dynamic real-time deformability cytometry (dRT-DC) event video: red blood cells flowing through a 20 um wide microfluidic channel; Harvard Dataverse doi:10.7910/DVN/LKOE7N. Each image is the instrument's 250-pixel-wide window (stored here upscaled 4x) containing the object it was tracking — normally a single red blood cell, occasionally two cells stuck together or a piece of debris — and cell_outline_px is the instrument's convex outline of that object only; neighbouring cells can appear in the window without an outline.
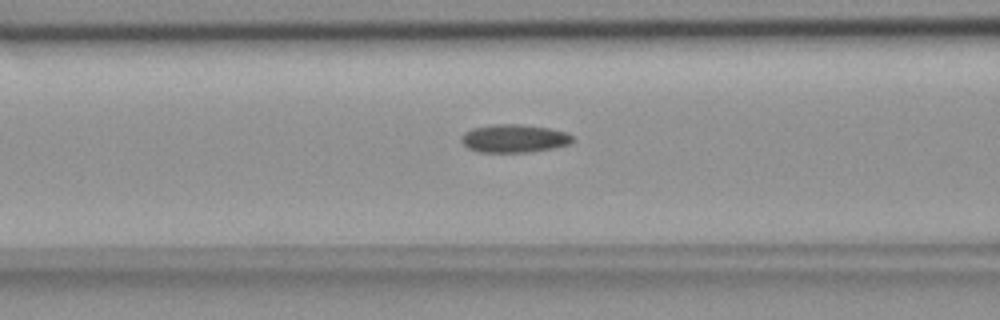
{"species": "common noctule bat (a hibernating species)", "species_latin": "Nyctalus noctula", "temperature_condition": "room temperature", "stored_images_in_passage": 25, "camera_frame_rate_fps": 3000, "um_per_image_px": 0.085, "animal": {"sex": "female", "body_mass_g": 18.4}, "frame": {"image": 1, "passage_image": 13, "time_ms": 4.0, "image_size_px": [1000, 320], "cell_outline_px": [[572, 140], [568, 144], [552, 148], [528, 152], [476, 152], [468, 148], [460, 140], [460, 136], [464, 132], [472, 128], [496, 124], [516, 124], [548, 128], [568, 132], [572, 136]], "centroid_in_image_um": [43.65, 11.77], "position_along_channel_um": 123.0, "area_um2": 18.15}}
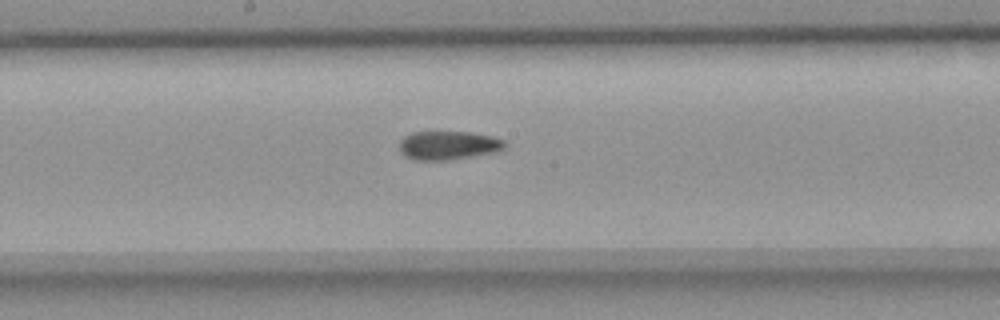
{"frame": {"image": 2, "passage_image": 20, "time_ms": 6.333, "image_size_px": [1000, 320], "cell_outline_px": [[504, 148], [496, 152], [448, 160], [416, 160], [404, 156], [400, 152], [400, 140], [404, 136], [412, 132], [468, 132], [492, 136], [504, 140]], "centroid_in_image_um": [38.07, 12.35], "position_along_channel_um": 210.1, "area_um2": 17.57}}
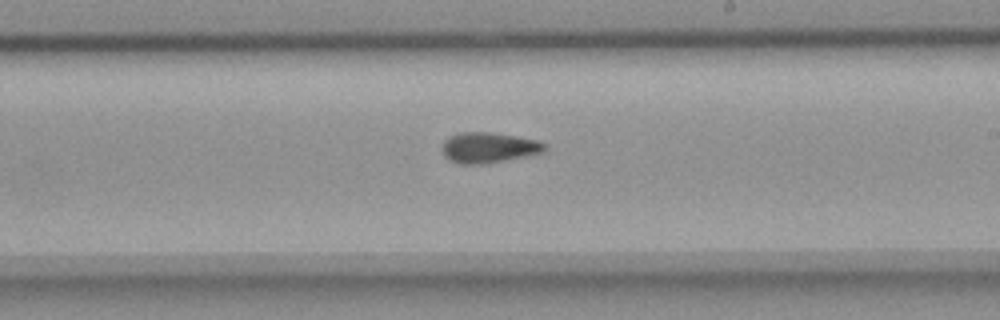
{"frame": {"image": 3, "passage_image": 23, "time_ms": 7.333, "image_size_px": [1000, 320], "cell_outline_px": [[548, 148], [544, 152], [484, 164], [460, 164], [448, 160], [444, 156], [440, 148], [444, 140], [448, 136], [460, 132], [488, 132], [516, 136], [536, 140], [544, 144]], "centroid_in_image_um": [41.46, 12.54], "position_along_channel_um": 247.5, "area_um2": 18.32}}